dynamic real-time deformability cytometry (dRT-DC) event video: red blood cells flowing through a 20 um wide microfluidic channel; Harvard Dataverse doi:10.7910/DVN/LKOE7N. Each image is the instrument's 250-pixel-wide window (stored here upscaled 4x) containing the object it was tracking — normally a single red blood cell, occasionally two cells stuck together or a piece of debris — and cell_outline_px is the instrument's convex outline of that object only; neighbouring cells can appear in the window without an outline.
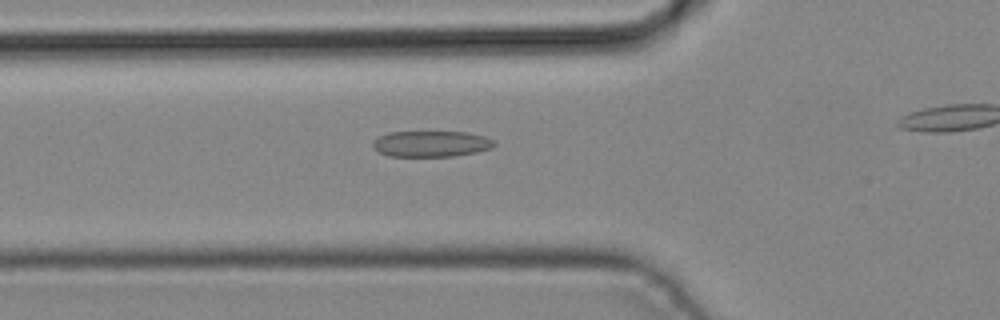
{"species": "common noctule bat (a hibernating species)", "species_latin": "Nyctalus noctula", "temperature_condition": "cold", "stored_images_in_passage": 28, "segment_of_instrument_passage": [1, 2], "camera_frame_rate_fps": 3000, "um_per_image_px": 0.085, "animal": {"sex": "male", "body_mass_g": 19.2, "forearm_length_mm": 51.8}, "frame": {"image": 1, "passage_image": 7, "time_ms": 2.0, "image_size_px": [1000, 320], "cell_outline_px": [[496, 144], [492, 148], [476, 152], [456, 156], [388, 156], [372, 148], [372, 140], [388, 132], [468, 132], [484, 136], [492, 140]], "centroid_in_image_um": [36.63, 12.22], "position_along_channel_um": 89.2, "area_um2": 18.44}}
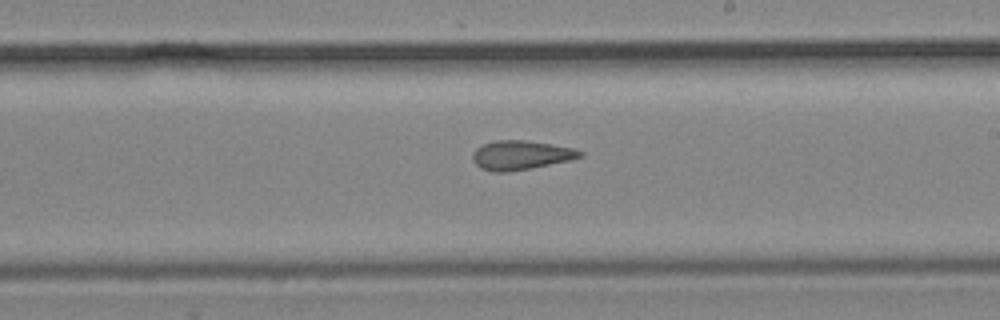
{"frame": {"image": 2, "passage_image": 17, "time_ms": 5.333, "image_size_px": [1000, 320], "cell_outline_px": [[584, 156], [572, 160], [532, 168], [508, 172], [492, 172], [480, 168], [472, 160], [472, 152], [476, 148], [484, 144], [496, 140], [524, 140], [572, 148], [584, 152]], "centroid_in_image_um": [44.26, 13.2], "position_along_channel_um": 244.7, "area_um2": 18.32}}
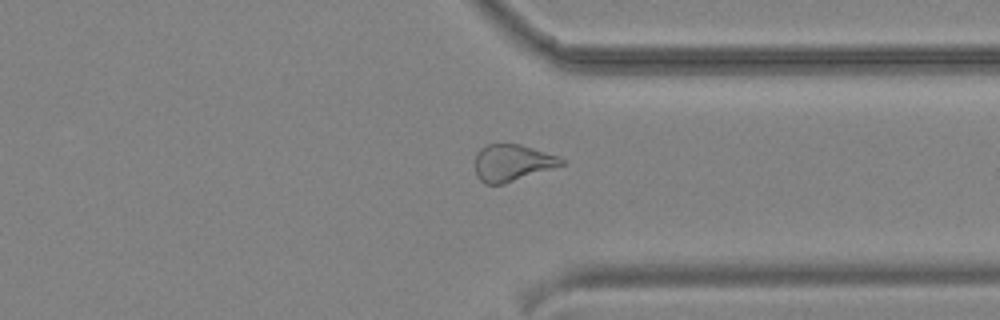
{"frame": {"image": 3, "passage_image": 25, "time_ms": 8.0, "image_size_px": [1000, 320], "cell_outline_px": [[568, 164], [504, 184], [484, 184], [480, 180], [476, 172], [476, 152], [480, 148], [488, 144], [520, 144], [560, 156], [568, 160]], "centroid_in_image_um": [43.62, 13.84], "position_along_channel_um": 367.8, "area_um2": 18.84}}